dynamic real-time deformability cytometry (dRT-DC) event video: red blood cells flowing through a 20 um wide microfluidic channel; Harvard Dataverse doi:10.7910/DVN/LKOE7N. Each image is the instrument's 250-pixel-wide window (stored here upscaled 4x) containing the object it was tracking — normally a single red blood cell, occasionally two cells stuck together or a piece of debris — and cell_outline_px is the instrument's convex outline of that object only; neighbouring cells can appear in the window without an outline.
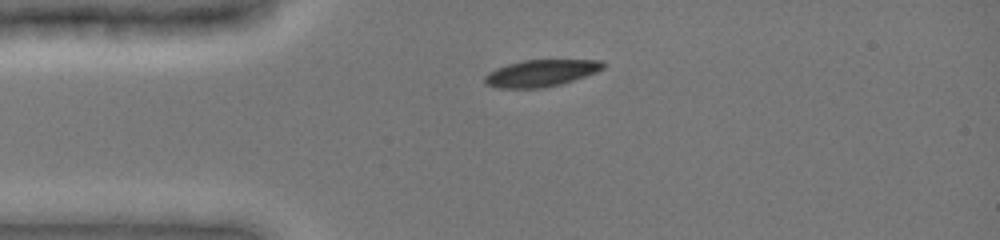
{"species": "common noctule bat (a hibernating species)", "species_latin": "Nyctalus noctula", "temperature_condition": "cold", "stored_images_in_passage": 36, "camera_frame_rate_fps": 3000, "um_per_image_px": 0.085, "animal": {"sex": "female", "body_mass_g": 19.0, "forearm_length_mm": 51.5}, "frame": {"image": 1, "passage_image": 1, "time_ms": 0.0, "image_size_px": [1000, 240], "cell_outline_px": [[604, 68], [596, 72], [560, 84], [544, 88], [496, 88], [484, 84], [484, 76], [488, 72], [496, 68], [520, 60], [600, 60], [604, 64]], "centroid_in_image_um": [45.91, 6.22], "position_along_channel_um": 39.1, "area_um2": 18.5}}
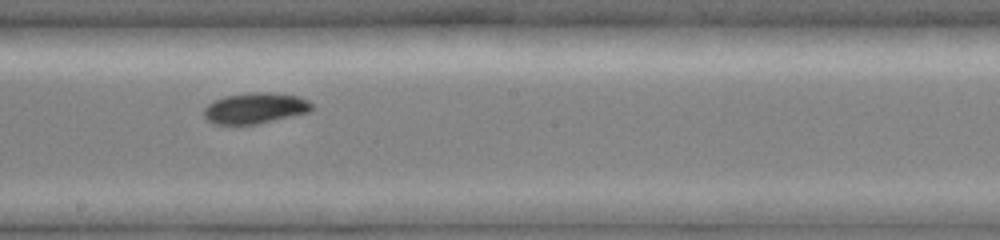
{"frame": {"image": 2, "passage_image": 17, "time_ms": 5.333, "image_size_px": [1000, 240], "cell_outline_px": [[316, 108], [308, 112], [256, 124], [212, 124], [204, 116], [204, 108], [208, 104], [216, 100], [228, 96], [252, 92], [268, 92], [296, 96], [308, 100]], "centroid_in_image_um": [21.7, 9.2], "position_along_channel_um": 226.5, "area_um2": 19.13}}
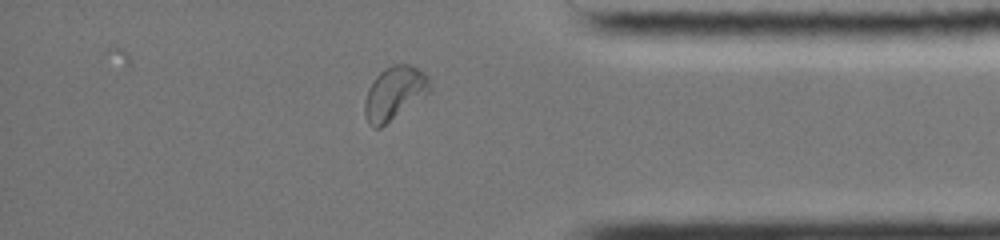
{"frame": {"image": 3, "passage_image": 31, "time_ms": 10.0, "image_size_px": [1000, 240], "cell_outline_px": [[432, 84], [428, 92], [380, 128], [372, 128], [368, 124], [364, 116], [364, 100], [368, 88], [376, 76], [384, 68], [392, 64], [408, 64], [424, 72], [428, 76]], "centroid_in_image_um": [33.48, 7.91], "position_along_channel_um": 401.7, "area_um2": 20.06}, "authors_computed_cell_mechanics": {"area_um2": 19.6231, "velocity_mm_per_s": 3.9252, "shape_relaxation_time_tau1_ms": 2.3916, "shape_relaxation_time_tau2_ms": null, "deformation_change_tau1": 0.0975, "deformation_change_tau2": null}}